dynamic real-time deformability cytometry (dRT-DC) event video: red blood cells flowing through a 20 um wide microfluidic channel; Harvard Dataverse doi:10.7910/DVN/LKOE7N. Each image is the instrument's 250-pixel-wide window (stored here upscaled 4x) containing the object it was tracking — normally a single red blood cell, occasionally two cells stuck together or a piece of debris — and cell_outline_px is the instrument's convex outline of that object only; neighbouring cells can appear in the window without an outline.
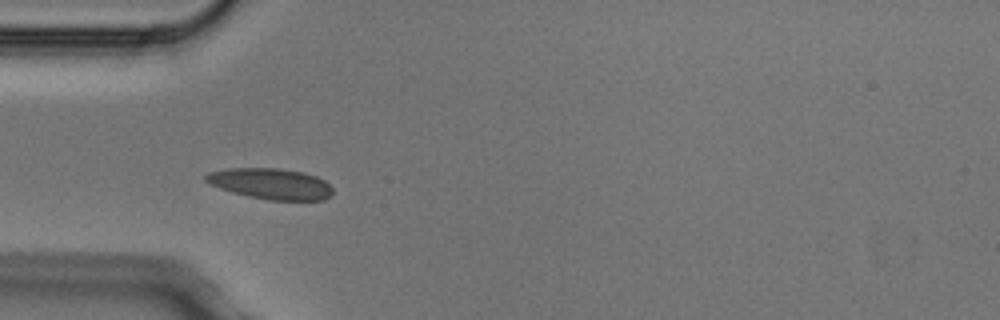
{"species": "Egyptian fruit bat (a non-hibernating species)", "species_latin": "Rousettus aegyptiacus", "temperature_condition": "cold", "stored_images_in_passage": 6, "camera_frame_rate_fps": 3000, "um_per_image_px": 0.085, "animal": {"sex": "male"}, "frame": {"image": 1, "passage_image": 2, "time_ms": 0.333, "image_size_px": [1000, 320], "cell_outline_px": [[332, 196], [324, 200], [268, 200], [248, 196], [232, 192], [220, 188], [204, 180], [204, 176], [208, 172], [228, 168], [276, 168], [304, 172], [316, 176], [324, 180], [332, 188]], "centroid_in_image_um": [23.02, 15.62], "position_along_channel_um": 62.0, "area_um2": 22.89}}
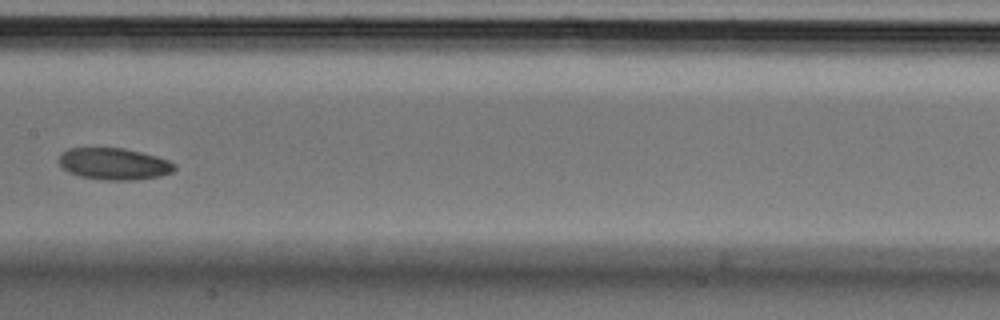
{"frame": {"image": 2, "passage_image": 5, "time_ms": 1.333, "image_size_px": [1000, 320], "cell_outline_px": [[176, 168], [172, 172], [160, 176], [132, 180], [100, 180], [80, 176], [68, 172], [60, 164], [60, 156], [68, 148], [124, 148], [156, 156], [168, 160], [176, 164]], "centroid_in_image_um": [9.71, 13.93], "position_along_channel_um": 197.7, "area_um2": 21.27}}
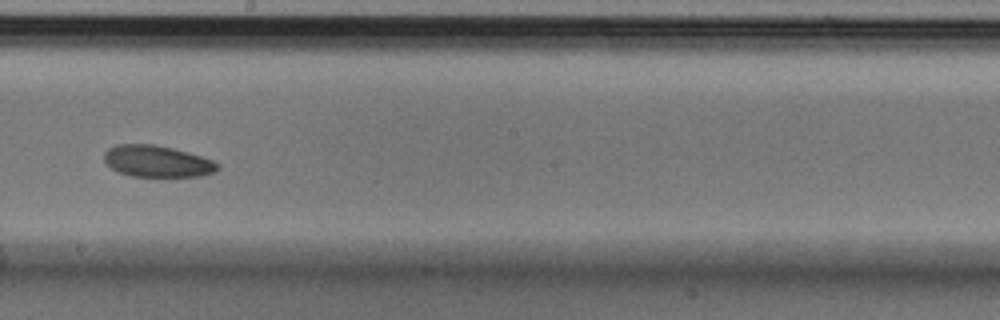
{"frame": {"image": 3, "passage_image": 6, "time_ms": 1.667, "image_size_px": [1000, 320], "cell_outline_px": [[220, 168], [204, 176], [132, 176], [116, 172], [104, 160], [104, 152], [108, 148], [116, 144], [152, 144], [172, 148], [188, 152], [212, 160], [220, 164]], "centroid_in_image_um": [13.34, 13.71], "position_along_channel_um": 234.9, "area_um2": 20.87}}